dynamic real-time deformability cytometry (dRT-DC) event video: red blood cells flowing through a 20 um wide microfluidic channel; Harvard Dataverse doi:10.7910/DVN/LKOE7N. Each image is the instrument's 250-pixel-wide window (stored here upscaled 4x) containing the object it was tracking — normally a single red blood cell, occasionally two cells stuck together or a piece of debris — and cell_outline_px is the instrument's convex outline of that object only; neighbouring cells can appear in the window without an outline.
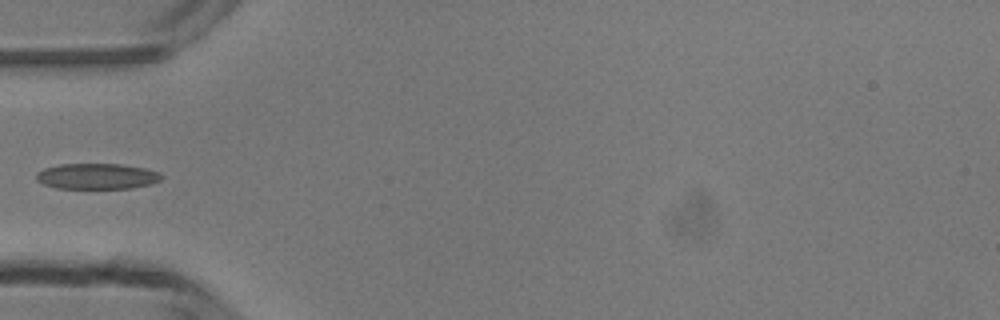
{"species": "common noctule bat (a hibernating species)", "species_latin": "Nyctalus noctula", "temperature_condition": "room temperature", "stored_images_in_passage": 3, "camera_frame_rate_fps": 3000, "um_per_image_px": 0.085, "animal": {"sex": "male", "body_mass_g": 13.3}, "frame": {"image": 1, "passage_image": 3, "time_ms": 3.0, "image_size_px": [1000, 320], "cell_outline_px": [[164, 176], [160, 180], [152, 184], [132, 188], [56, 188], [44, 184], [36, 180], [36, 172], [44, 168], [60, 164], [120, 164], [144, 168], [160, 172]], "centroid_in_image_um": [8.25, 14.98], "position_along_channel_um": 76.7, "area_um2": 18.84}}